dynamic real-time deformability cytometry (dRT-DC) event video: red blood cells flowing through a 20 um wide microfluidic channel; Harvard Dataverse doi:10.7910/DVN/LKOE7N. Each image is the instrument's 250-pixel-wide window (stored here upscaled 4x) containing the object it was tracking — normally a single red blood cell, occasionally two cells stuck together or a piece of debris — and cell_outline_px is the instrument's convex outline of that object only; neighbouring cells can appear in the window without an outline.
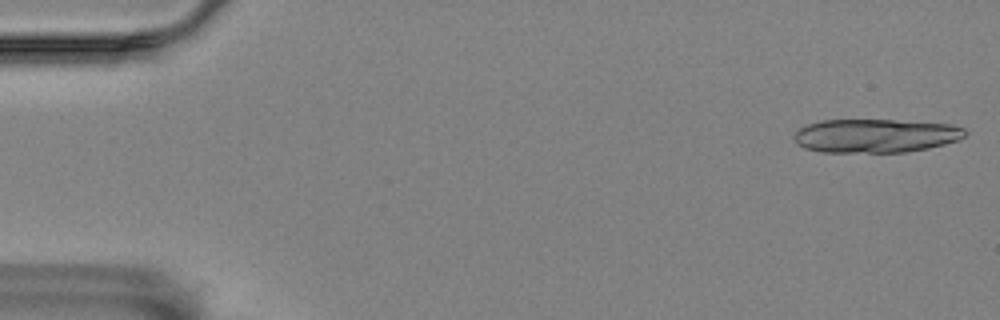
{"species": "Egyptian fruit bat (a non-hibernating species)", "species_latin": "Rousettus aegyptiacus", "temperature_condition": "room temperature", "stored_images_in_passage": 15, "camera_frame_rate_fps": 3000, "um_per_image_px": 0.085, "animal": {"sex": "female"}, "frame": {"image": 1, "passage_image": 1, "time_ms": 0.0, "image_size_px": [1000, 320], "cell_outline_px": [[968, 132], [964, 136], [956, 140], [944, 144], [928, 148], [904, 152], [824, 152], [804, 148], [796, 144], [792, 136], [800, 128], [808, 124], [820, 120], [892, 120], [948, 124], [964, 128]], "centroid_in_image_um": [74.37, 11.54], "position_along_channel_um": 10.6, "area_um2": 33.47}}